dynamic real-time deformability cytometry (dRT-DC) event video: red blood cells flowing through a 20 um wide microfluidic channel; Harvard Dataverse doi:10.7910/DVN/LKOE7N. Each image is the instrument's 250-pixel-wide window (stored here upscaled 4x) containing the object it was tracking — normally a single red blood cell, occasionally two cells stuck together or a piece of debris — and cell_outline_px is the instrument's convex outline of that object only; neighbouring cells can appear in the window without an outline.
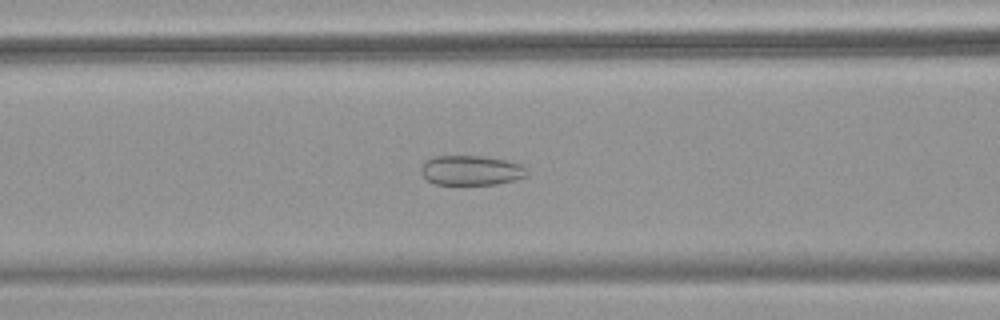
{"species": "common noctule bat (a hibernating species)", "species_latin": "Nyctalus noctula", "temperature_condition": "warm", "stored_images_in_passage": 56, "camera_frame_rate_fps": 3000, "um_per_image_px": 0.085, "animal": {"sex": "female", "body_mass_g": 18.4}, "frame": {"image": 1, "passage_image": 23, "time_ms": 7.333, "image_size_px": [1000, 320], "cell_outline_px": [[528, 176], [516, 180], [496, 184], [436, 184], [428, 180], [420, 172], [420, 168], [424, 160], [432, 156], [484, 156], [504, 160], [520, 164], [528, 172]], "centroid_in_image_um": [40.02, 14.47], "position_along_channel_um": 126.6, "area_um2": 18.44}}
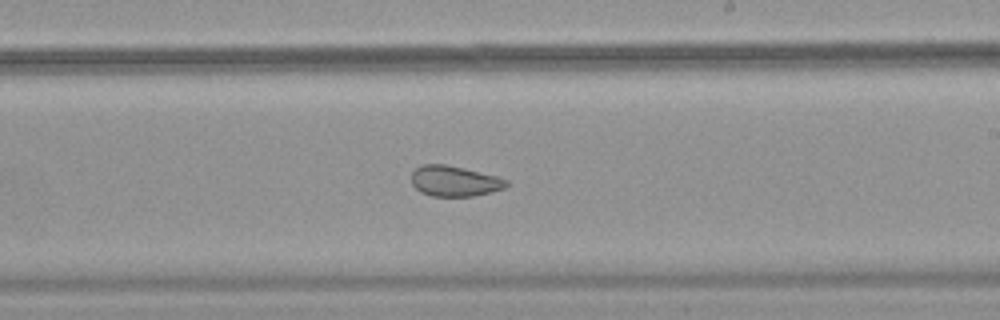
{"frame": {"image": 2, "passage_image": 33, "time_ms": 10.667, "image_size_px": [1000, 320], "cell_outline_px": [[508, 184], [504, 188], [472, 196], [432, 196], [420, 192], [412, 184], [412, 172], [420, 164], [444, 164], [464, 168], [496, 176], [508, 180]], "centroid_in_image_um": [38.6, 15.38], "position_along_channel_um": 250.4, "area_um2": 16.76}}
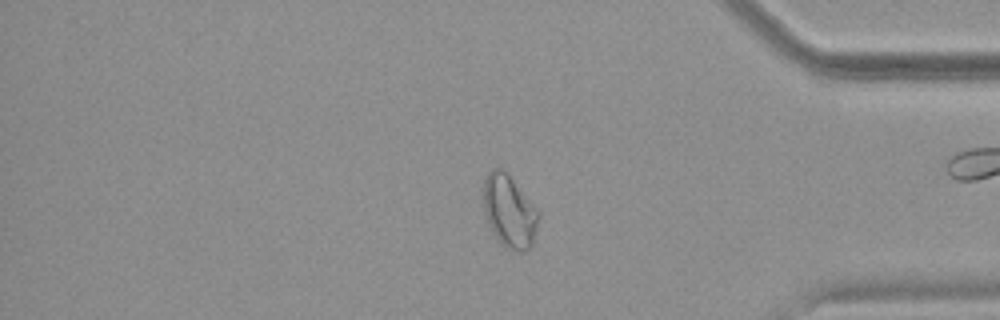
{"frame": {"image": 3, "passage_image": 46, "time_ms": 15.0, "image_size_px": [1000, 320], "cell_outline_px": [[540, 216], [532, 244], [524, 252], [516, 252], [500, 244], [492, 232], [488, 224], [484, 212], [484, 180], [488, 172], [492, 168], [500, 168], [512, 180], [540, 212]], "centroid_in_image_um": [43.29, 18.01], "position_along_channel_um": 391.9, "area_um2": 23.06}, "authors_computed_cell_mechanics": {"area_um2": 23.8425, "velocity_mm_per_s": 3.7328, "shape_relaxation_time_tau1_ms": null, "shape_relaxation_time_tau2_ms": 1.4818, "deformation_change_tau1": null, "deformation_change_tau2": 0.0723}}